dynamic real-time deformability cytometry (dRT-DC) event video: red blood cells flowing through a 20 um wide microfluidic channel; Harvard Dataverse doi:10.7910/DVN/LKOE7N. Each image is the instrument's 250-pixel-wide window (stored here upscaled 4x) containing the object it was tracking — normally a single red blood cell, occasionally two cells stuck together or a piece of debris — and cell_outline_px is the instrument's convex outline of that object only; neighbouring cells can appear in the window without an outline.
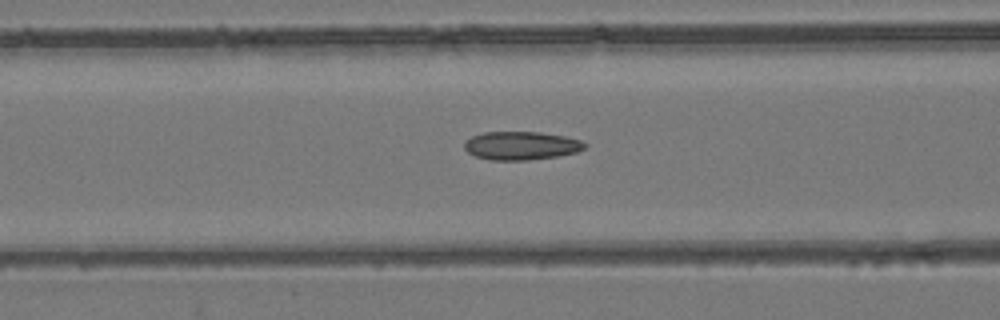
{"species": "common noctule bat (a hibernating species)", "species_latin": "Nyctalus noctula", "temperature_condition": "room temperature", "stored_images_in_passage": 56, "camera_frame_rate_fps": 3000, "um_per_image_px": 0.085, "animal": {"sex": "female", "body_mass_g": 24.6, "forearm_length_mm": 56.2}, "frame": {"image": 1, "passage_image": 23, "time_ms": 7.333, "image_size_px": [1000, 320], "cell_outline_px": [[588, 148], [576, 152], [556, 156], [528, 160], [492, 160], [476, 156], [468, 152], [464, 148], [464, 140], [472, 136], [484, 132], [540, 132], [564, 136], [580, 140], [588, 144]], "centroid_in_image_um": [44.31, 12.37], "position_along_channel_um": 122.3, "area_um2": 19.94}}
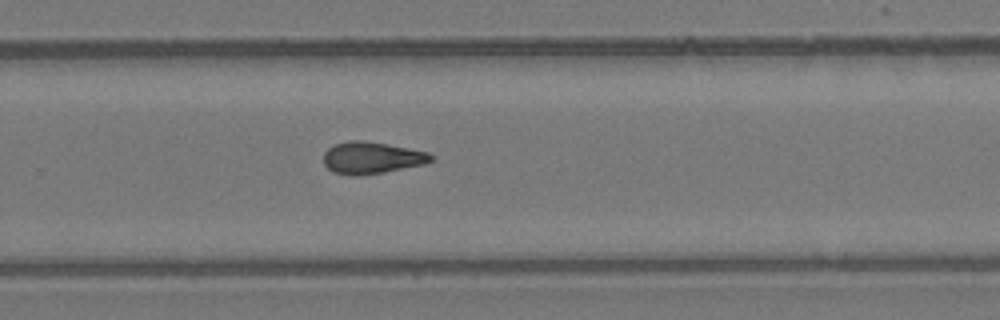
{"frame": {"image": 2, "passage_image": 37, "time_ms": 12.0, "image_size_px": [1000, 320], "cell_outline_px": [[436, 156], [432, 160], [424, 164], [384, 172], [332, 172], [324, 164], [324, 152], [328, 148], [336, 144], [348, 140], [364, 140], [388, 144], [428, 152]], "centroid_in_image_um": [31.65, 13.35], "position_along_channel_um": 298.2, "area_um2": 19.25}}
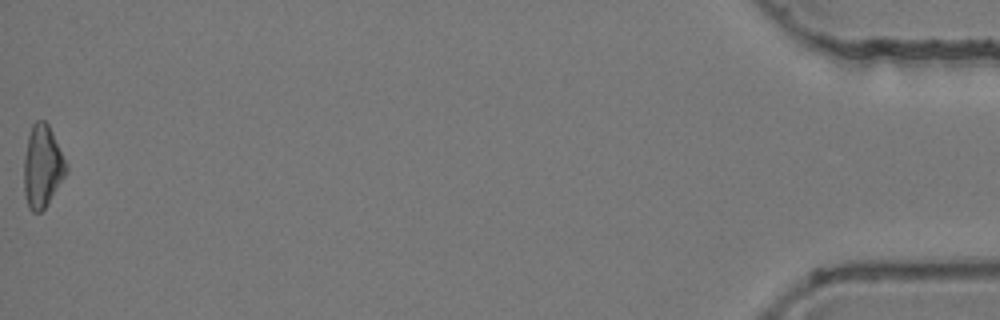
{"frame": {"image": 3, "passage_image": 56, "time_ms": 18.333, "image_size_px": [1000, 320], "cell_outline_px": [[68, 172], [44, 208], [40, 212], [32, 212], [28, 208], [24, 192], [24, 156], [28, 136], [32, 124], [36, 120], [44, 120], [48, 124], [68, 164]], "centroid_in_image_um": [3.61, 14.14], "position_along_channel_um": 431.6, "area_um2": 20.35}, "authors_computed_cell_mechanics": {"area_um2": 19.7965, "velocity_mm_per_s": 3.7724, "shape_relaxation_time_tau1_ms": null, "shape_relaxation_time_tau2_ms": 4.1919, "deformation_change_tau1": null, "deformation_change_tau2": 0.1141}}